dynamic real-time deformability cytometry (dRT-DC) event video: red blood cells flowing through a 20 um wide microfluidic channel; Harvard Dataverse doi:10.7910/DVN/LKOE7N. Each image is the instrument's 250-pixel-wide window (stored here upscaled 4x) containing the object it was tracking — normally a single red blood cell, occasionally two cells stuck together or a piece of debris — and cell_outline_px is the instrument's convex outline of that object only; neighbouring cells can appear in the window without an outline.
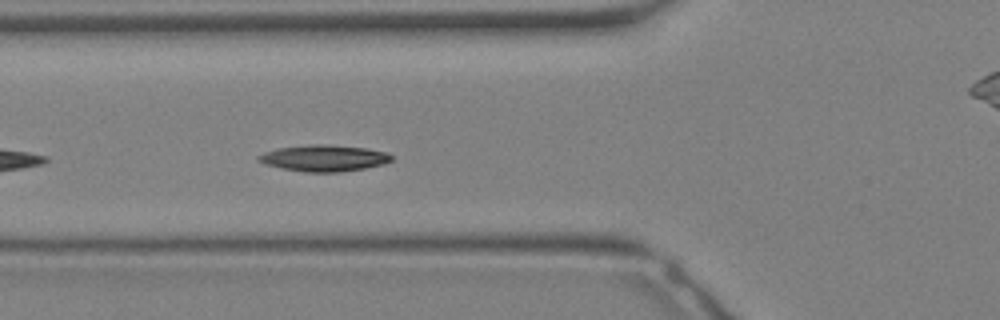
{"species": "Egyptian fruit bat (a non-hibernating species)", "species_latin": "Rousettus aegyptiacus", "temperature_condition": "warm", "stored_images_in_passage": 18, "camera_frame_rate_fps": 3000, "um_per_image_px": 0.085, "animal": {"sex": "female"}, "frame": {"image": 1, "passage_image": 12, "time_ms": 3.667, "image_size_px": [1000, 320], "cell_outline_px": [[392, 160], [384, 164], [364, 168], [340, 172], [304, 172], [284, 168], [268, 164], [256, 160], [256, 156], [264, 152], [280, 148], [312, 144], [324, 144], [364, 148], [388, 152], [392, 156]], "centroid_in_image_um": [27.56, 13.44], "position_along_channel_um": 98.2, "area_um2": 20.23}}
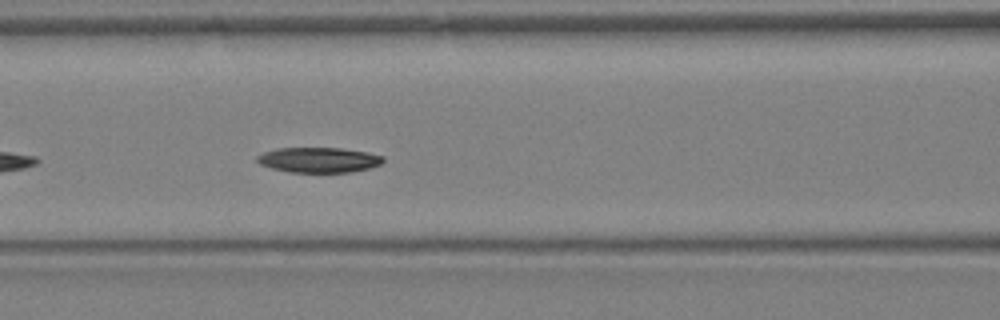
{"frame": {"image": 2, "passage_image": 14, "time_ms": 4.333, "image_size_px": [1000, 320], "cell_outline_px": [[384, 160], [380, 164], [368, 168], [352, 172], [288, 172], [272, 168], [260, 164], [256, 160], [256, 156], [264, 152], [276, 148], [340, 148], [368, 152], [384, 156]], "centroid_in_image_um": [27.08, 13.59], "position_along_channel_um": 139.5, "area_um2": 18.5}}
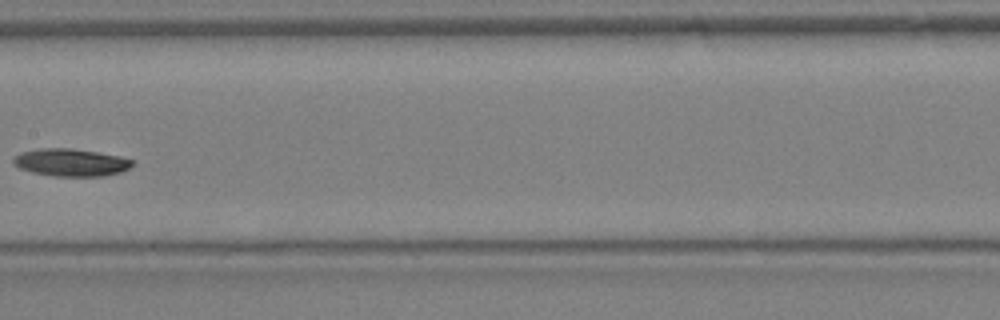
{"frame": {"image": 3, "passage_image": 17, "time_ms": 5.333, "image_size_px": [1000, 320], "cell_outline_px": [[132, 164], [128, 168], [120, 172], [104, 176], [52, 176], [32, 172], [20, 168], [12, 160], [20, 152], [40, 148], [72, 148], [120, 156], [132, 160]], "centroid_in_image_um": [6.01, 13.8], "position_along_channel_um": 201.4, "area_um2": 18.9}}